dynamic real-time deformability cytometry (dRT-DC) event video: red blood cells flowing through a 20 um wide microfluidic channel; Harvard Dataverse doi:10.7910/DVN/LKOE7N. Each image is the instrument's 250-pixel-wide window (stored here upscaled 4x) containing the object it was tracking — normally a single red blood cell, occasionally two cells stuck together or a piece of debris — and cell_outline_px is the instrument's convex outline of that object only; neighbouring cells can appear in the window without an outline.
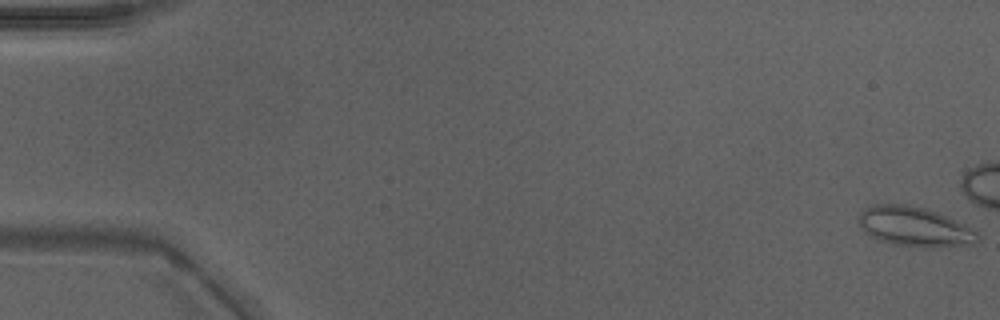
{"species": "Egyptian fruit bat (a non-hibernating species)", "species_latin": "Rousettus aegyptiacus", "temperature_condition": "warm", "stored_images_in_passage": 12, "camera_frame_rate_fps": 3000, "um_per_image_px": 0.085, "animal": {"sex": "male"}, "frame": {"image": 1, "passage_image": 1, "time_ms": 0.0, "image_size_px": [1000, 320], "cell_outline_px": [[980, 236], [976, 244], [932, 248], [924, 248], [892, 244], [880, 240], [864, 232], [860, 224], [860, 212], [864, 208], [872, 204], [904, 204], [924, 208], [948, 216], [972, 228]], "centroid_in_image_um": [77.77, 19.28], "position_along_channel_um": 7.2, "area_um2": 27.63}}